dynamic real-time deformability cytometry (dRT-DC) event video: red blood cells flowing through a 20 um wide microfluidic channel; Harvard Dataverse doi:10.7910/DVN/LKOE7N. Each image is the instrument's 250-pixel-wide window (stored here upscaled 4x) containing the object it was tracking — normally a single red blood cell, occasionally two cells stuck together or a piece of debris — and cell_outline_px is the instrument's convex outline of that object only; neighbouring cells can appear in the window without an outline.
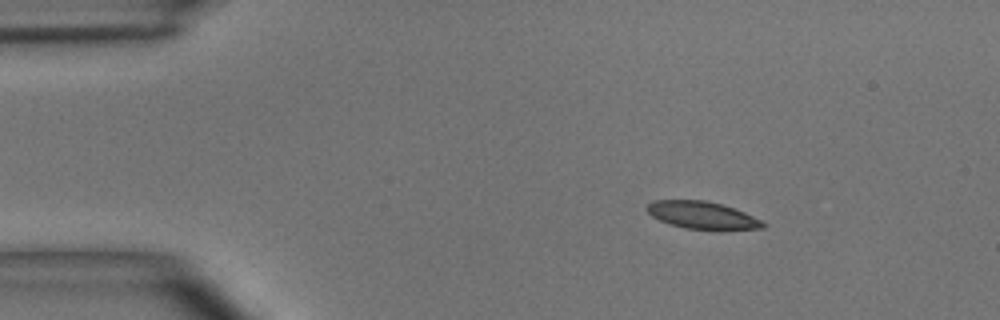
{"species": "common noctule bat (a hibernating species)", "species_latin": "Nyctalus noctula", "temperature_condition": "room temperature", "stored_images_in_passage": 3, "camera_frame_rate_fps": 3000, "um_per_image_px": 0.085, "animal": {"sex": "male", "body_mass_g": 15.6}, "frame": {"image": 1, "passage_image": 1, "time_ms": 0.0, "image_size_px": [1000, 320], "cell_outline_px": [[768, 224], [764, 228], [720, 232], [716, 232], [684, 228], [668, 224], [652, 216], [644, 208], [652, 200], [704, 200], [720, 204], [744, 212]], "centroid_in_image_um": [59.72, 18.34], "position_along_channel_um": 25.3, "area_um2": 19.19}}
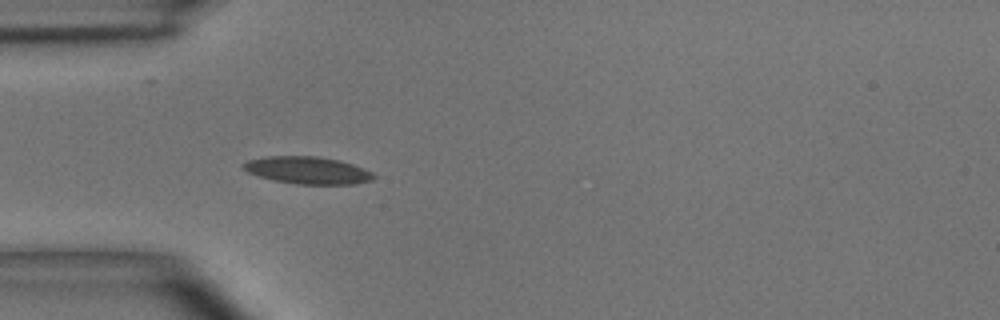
{"frame": {"image": 2, "passage_image": 3, "time_ms": 0.667, "image_size_px": [1000, 320], "cell_outline_px": [[376, 176], [372, 180], [356, 184], [296, 184], [276, 180], [260, 176], [248, 172], [240, 164], [248, 160], [264, 156], [320, 156], [340, 160], [364, 168], [372, 172]], "centroid_in_image_um": [26.17, 14.46], "position_along_channel_um": 58.8, "area_um2": 20.75}}